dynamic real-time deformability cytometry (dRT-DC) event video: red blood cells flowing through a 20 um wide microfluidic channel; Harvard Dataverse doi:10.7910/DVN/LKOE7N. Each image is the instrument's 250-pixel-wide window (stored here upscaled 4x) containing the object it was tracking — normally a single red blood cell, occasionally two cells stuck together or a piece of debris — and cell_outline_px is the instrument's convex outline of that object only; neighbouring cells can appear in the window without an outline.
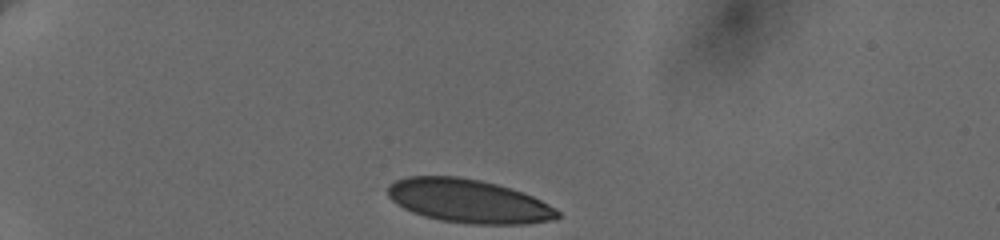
{"species": "human", "species_latin": "Homo sapiens", "temperature_condition": "cold", "stored_images_in_passage": 9, "camera_frame_rate_fps": 3000, "um_per_image_px": 0.085, "donor": {"sex": "female"}, "frame": {"image": 1, "passage_image": 1, "time_ms": 0.0, "image_size_px": [1000, 240], "cell_outline_px": [[560, 216], [556, 220], [528, 224], [472, 224], [440, 220], [424, 216], [412, 212], [396, 204], [388, 196], [388, 184], [396, 180], [408, 176], [456, 176], [480, 180], [496, 184], [524, 192], [556, 208], [560, 212]], "centroid_in_image_um": [39.84, 17.09], "position_along_channel_um": 45.2, "area_um2": 43.29}}